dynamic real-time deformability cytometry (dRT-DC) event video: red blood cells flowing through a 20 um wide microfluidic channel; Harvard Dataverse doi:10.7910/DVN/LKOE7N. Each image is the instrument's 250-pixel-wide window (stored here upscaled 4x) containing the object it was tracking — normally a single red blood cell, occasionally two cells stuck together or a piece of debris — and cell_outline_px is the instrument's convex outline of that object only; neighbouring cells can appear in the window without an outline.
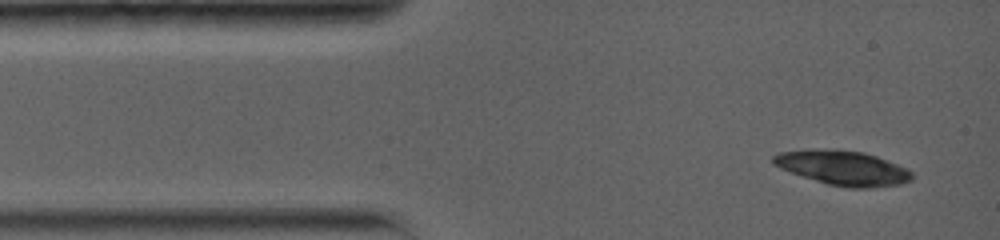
{"species": "common noctule bat (a hibernating species)", "species_latin": "Nyctalus noctula", "temperature_condition": "warm", "stored_images_in_passage": 9, "camera_frame_rate_fps": 5000, "um_per_image_px": 0.085, "animal": {"sex": "female", "body_mass_g": 19.0, "forearm_length_mm": 56.7}, "frame": {"image": 1, "passage_image": 1, "time_ms": 0.0, "image_size_px": [1000, 240], "cell_outline_px": [[912, 180], [900, 184], [868, 188], [848, 188], [828, 184], [780, 168], [772, 164], [772, 156], [780, 152], [864, 152], [876, 156], [908, 168], [912, 172]], "centroid_in_image_um": [71.75, 14.33], "position_along_channel_um": 13.3, "area_um2": 26.59}}